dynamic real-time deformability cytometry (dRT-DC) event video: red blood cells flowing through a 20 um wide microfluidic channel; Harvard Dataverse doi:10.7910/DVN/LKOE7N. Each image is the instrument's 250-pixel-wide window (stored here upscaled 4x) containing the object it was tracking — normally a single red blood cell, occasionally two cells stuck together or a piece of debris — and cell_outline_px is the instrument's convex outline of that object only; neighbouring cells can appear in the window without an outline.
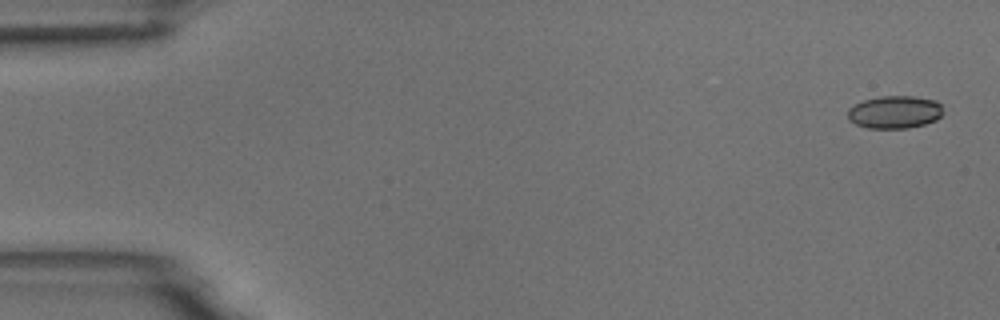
{"species": "common noctule bat (a hibernating species)", "species_latin": "Nyctalus noctula", "temperature_condition": "room temperature", "stored_images_in_passage": 5, "camera_frame_rate_fps": 3000, "um_per_image_px": 0.085, "animal": {"sex": "male", "body_mass_g": 18.8}, "frame": {"image": 1, "passage_image": 1, "time_ms": 0.0, "image_size_px": [1000, 320], "cell_outline_px": [[940, 116], [936, 120], [924, 124], [908, 128], [868, 128], [856, 124], [848, 120], [848, 108], [864, 100], [880, 96], [912, 96], [936, 100], [940, 104]], "centroid_in_image_um": [76.02, 9.53], "position_along_channel_um": 9.0, "area_um2": 18.03}}
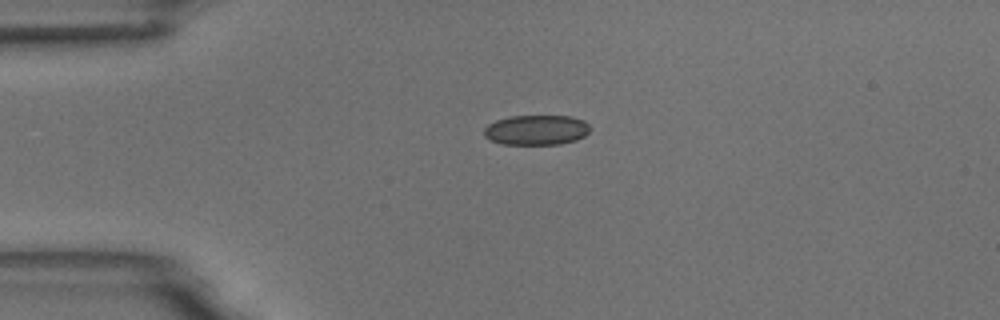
{"frame": {"image": 2, "passage_image": 4, "time_ms": 3.667, "image_size_px": [1000, 320], "cell_outline_px": [[588, 132], [584, 136], [576, 140], [560, 144], [500, 144], [484, 136], [484, 128], [488, 124], [496, 120], [508, 116], [572, 116], [584, 120], [588, 124]], "centroid_in_image_um": [45.58, 11.04], "position_along_channel_um": 39.4, "area_um2": 18.55}}